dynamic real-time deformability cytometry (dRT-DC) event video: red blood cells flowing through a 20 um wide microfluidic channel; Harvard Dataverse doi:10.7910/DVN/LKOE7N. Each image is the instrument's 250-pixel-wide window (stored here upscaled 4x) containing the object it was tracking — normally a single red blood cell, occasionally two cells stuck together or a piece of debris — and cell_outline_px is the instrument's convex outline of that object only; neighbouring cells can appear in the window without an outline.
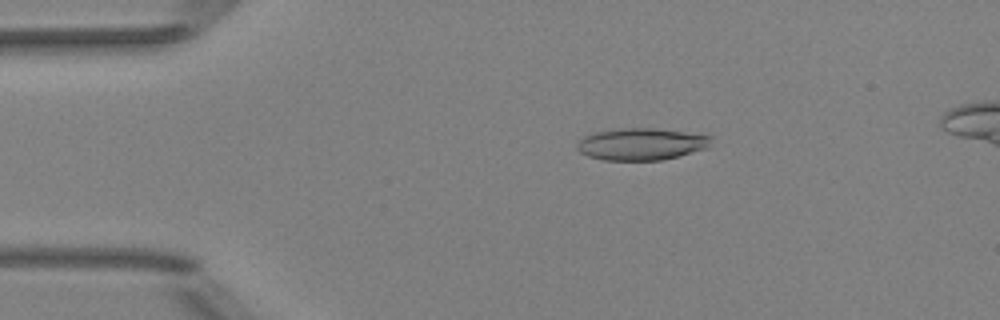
{"species": "Egyptian fruit bat (a non-hibernating species)", "species_latin": "Rousettus aegyptiacus", "temperature_condition": "room temperature", "stored_images_in_passage": 51, "camera_frame_rate_fps": 3000, "um_per_image_px": 0.085, "animal": {"sex": "female"}, "frame": {"image": 1, "passage_image": 10, "time_ms": 3.0, "image_size_px": [1000, 320], "cell_outline_px": [[712, 136], [708, 148], [660, 160], [604, 160], [588, 156], [580, 152], [576, 148], [576, 144], [584, 136], [592, 132], [620, 128], [656, 128]], "centroid_in_image_um": [54.46, 12.24], "position_along_channel_um": 30.5, "area_um2": 24.91}}
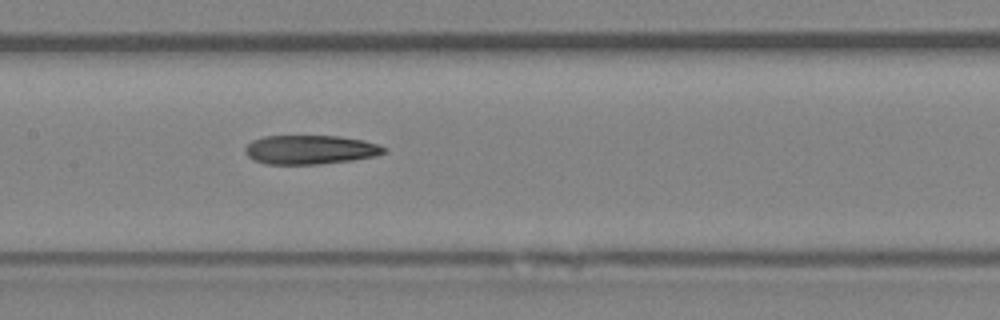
{"frame": {"image": 2, "passage_image": 25, "time_ms": 8.0, "image_size_px": [1000, 320], "cell_outline_px": [[388, 152], [376, 156], [352, 160], [320, 164], [264, 164], [252, 160], [244, 152], [244, 148], [252, 140], [264, 136], [340, 136], [364, 140], [380, 144], [388, 148]], "centroid_in_image_um": [26.4, 12.72], "position_along_channel_um": 181.0, "area_um2": 23.87}}
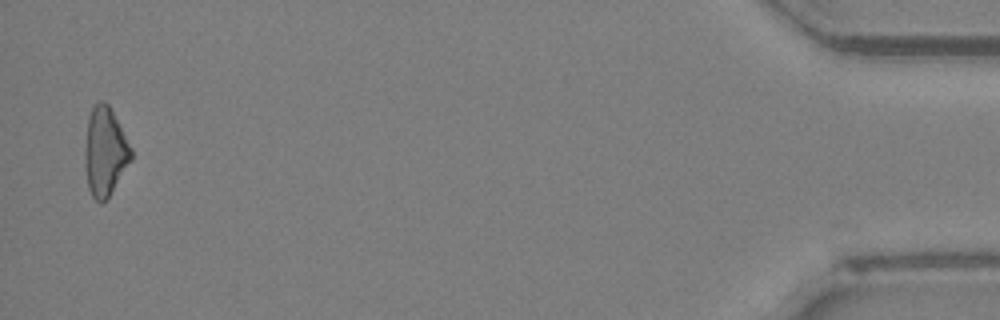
{"frame": {"image": 3, "passage_image": 50, "time_ms": 16.333, "image_size_px": [1000, 320], "cell_outline_px": [[132, 160], [108, 196], [100, 204], [92, 196], [88, 188], [84, 164], [84, 148], [88, 116], [92, 108], [100, 100], [104, 100], [108, 104], [132, 148]], "centroid_in_image_um": [8.9, 12.88], "position_along_channel_um": 426.3, "area_um2": 23.87}}